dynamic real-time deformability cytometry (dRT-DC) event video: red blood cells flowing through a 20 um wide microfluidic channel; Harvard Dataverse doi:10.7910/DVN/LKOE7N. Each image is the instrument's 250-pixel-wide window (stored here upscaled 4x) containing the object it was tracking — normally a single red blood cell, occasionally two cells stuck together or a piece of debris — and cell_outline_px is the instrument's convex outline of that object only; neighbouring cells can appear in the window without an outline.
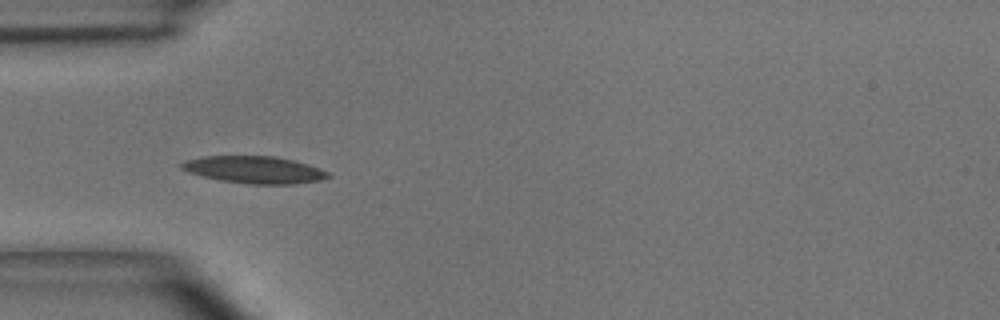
{"species": "common noctule bat (a hibernating species)", "species_latin": "Nyctalus noctula", "temperature_condition": "room temperature", "stored_images_in_passage": 7, "camera_frame_rate_fps": 3000, "um_per_image_px": 0.085, "animal": {"sex": "male", "body_mass_g": 15.6}, "frame": {"image": 1, "passage_image": 1, "time_ms": 0.0, "image_size_px": [1000, 320], "cell_outline_px": [[332, 176], [320, 180], [292, 184], [248, 184], [220, 180], [188, 172], [180, 168], [180, 164], [188, 160], [204, 156], [272, 156], [292, 160], [308, 164], [332, 172]], "centroid_in_image_um": [21.67, 14.43], "position_along_channel_um": 63.3, "area_um2": 23.12}}
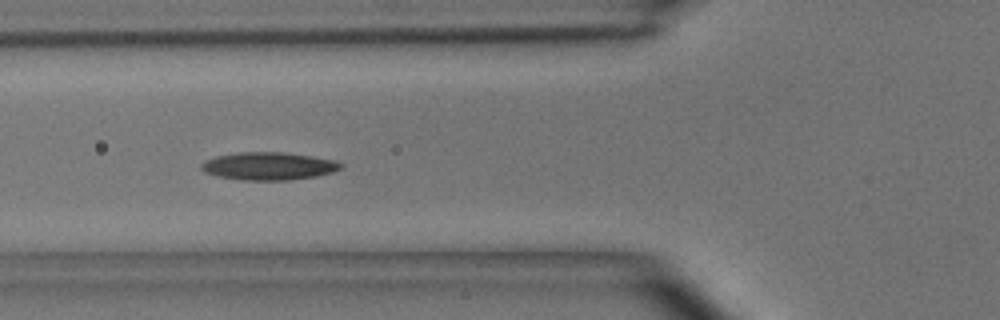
{"frame": {"image": 2, "passage_image": 4, "time_ms": 1.0, "image_size_px": [1000, 320], "cell_outline_px": [[344, 164], [340, 168], [332, 172], [316, 176], [288, 180], [240, 180], [220, 176], [204, 172], [200, 168], [200, 164], [216, 156], [240, 152], [280, 152], [312, 156], [336, 160]], "centroid_in_image_um": [22.85, 14.11], "position_along_channel_um": 103.0, "area_um2": 22.43}}